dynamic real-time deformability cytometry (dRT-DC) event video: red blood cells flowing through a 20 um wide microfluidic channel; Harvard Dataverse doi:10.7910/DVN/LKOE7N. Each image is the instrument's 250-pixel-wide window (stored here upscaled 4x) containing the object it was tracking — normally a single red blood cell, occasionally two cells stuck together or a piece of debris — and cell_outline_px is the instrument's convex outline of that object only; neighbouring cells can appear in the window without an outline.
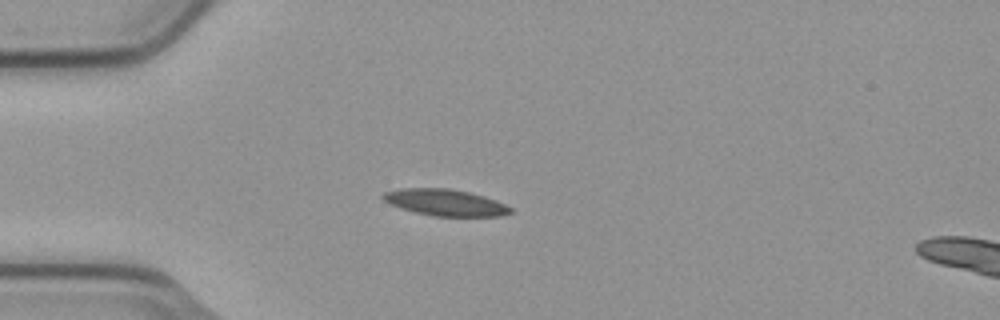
{"species": "common noctule bat (a hibernating species)", "species_latin": "Nyctalus noctula", "temperature_condition": "cold", "stored_images_in_passage": 2, "camera_frame_rate_fps": 3000, "um_per_image_px": 0.085, "animal": {"sex": "male", "body_mass_g": 23.1, "forearm_length_mm": 52.7}, "frame": {"image": 1, "passage_image": 1, "time_ms": 0.0, "image_size_px": [1000, 320], "cell_outline_px": [[512, 212], [500, 216], [432, 216], [400, 208], [388, 204], [380, 196], [384, 192], [400, 188], [448, 188], [468, 192], [484, 196], [496, 200], [512, 208]], "centroid_in_image_um": [37.81, 17.21], "position_along_channel_um": 47.2, "area_um2": 19.71}}